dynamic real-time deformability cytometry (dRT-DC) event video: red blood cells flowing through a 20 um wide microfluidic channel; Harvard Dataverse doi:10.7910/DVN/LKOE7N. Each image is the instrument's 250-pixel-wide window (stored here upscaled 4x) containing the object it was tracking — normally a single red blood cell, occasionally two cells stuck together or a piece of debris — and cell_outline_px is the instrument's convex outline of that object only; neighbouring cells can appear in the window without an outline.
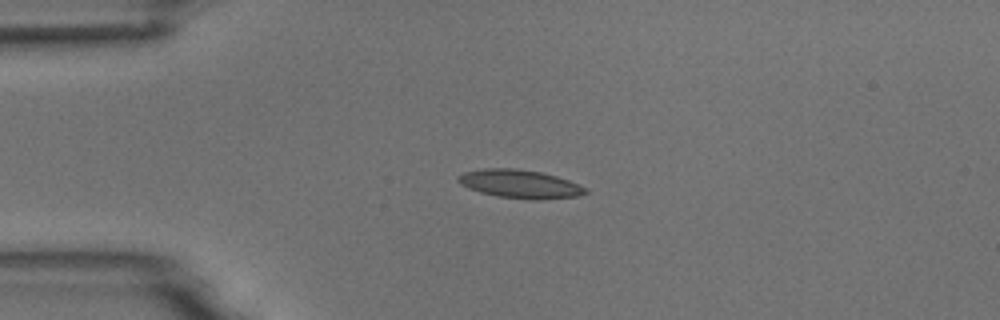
{"species": "common noctule bat (a hibernating species)", "species_latin": "Nyctalus noctula", "temperature_condition": "room temperature", "stored_images_in_passage": 4, "camera_frame_rate_fps": 3000, "um_per_image_px": 0.085, "animal": {"sex": "male", "body_mass_g": 18.8}, "frame": {"image": 1, "passage_image": 3, "time_ms": 2.333, "image_size_px": [1000, 320], "cell_outline_px": [[588, 192], [580, 196], [536, 200], [532, 200], [496, 196], [480, 192], [468, 188], [460, 184], [456, 180], [456, 176], [464, 172], [484, 168], [516, 168], [540, 172], [556, 176], [568, 180], [588, 188]], "centroid_in_image_um": [44.18, 15.64], "position_along_channel_um": 40.8, "area_um2": 21.27}}